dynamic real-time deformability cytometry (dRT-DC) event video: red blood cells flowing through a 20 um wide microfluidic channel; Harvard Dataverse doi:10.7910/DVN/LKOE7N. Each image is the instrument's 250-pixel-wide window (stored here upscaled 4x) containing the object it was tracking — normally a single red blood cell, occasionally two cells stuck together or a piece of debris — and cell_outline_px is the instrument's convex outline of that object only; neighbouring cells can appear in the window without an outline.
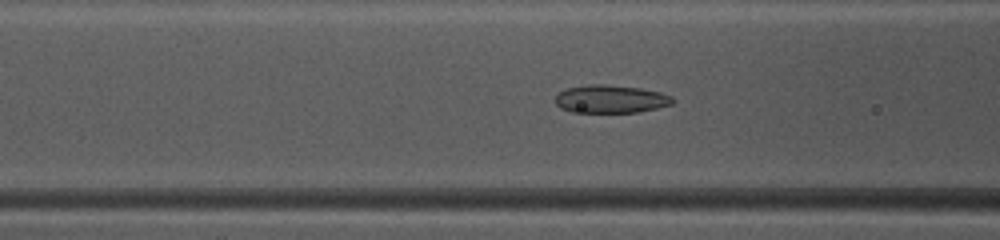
{"species": "common noctule bat (a hibernating species)", "species_latin": "Nyctalus noctula", "temperature_condition": "warm", "stored_images_in_passage": 41, "camera_frame_rate_fps": 3000, "um_per_image_px": 0.085, "animal": {"sex": "female", "body_mass_g": 10.0, "forearm_length_mm": 53.1}, "frame": {"image": 1, "passage_image": 12, "time_ms": 3.667, "image_size_px": [1000, 240], "cell_outline_px": [[672, 104], [656, 108], [636, 112], [572, 112], [560, 108], [556, 104], [556, 96], [560, 92], [568, 88], [588, 84], [604, 84], [640, 88], [660, 92], [672, 96]], "centroid_in_image_um": [51.89, 8.41], "position_along_channel_um": 114.7, "area_um2": 18.96}}
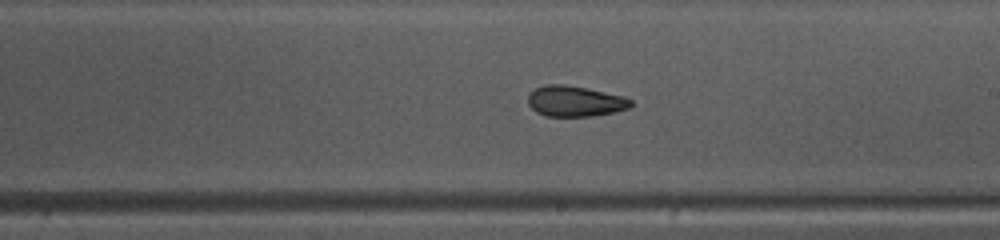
{"frame": {"image": 2, "passage_image": 21, "time_ms": 6.667, "image_size_px": [1000, 240], "cell_outline_px": [[632, 108], [592, 116], [544, 116], [536, 112], [528, 104], [528, 92], [544, 84], [564, 84], [624, 96], [632, 100]], "centroid_in_image_um": [48.85, 8.6], "position_along_channel_um": 240.1, "area_um2": 18.44}}
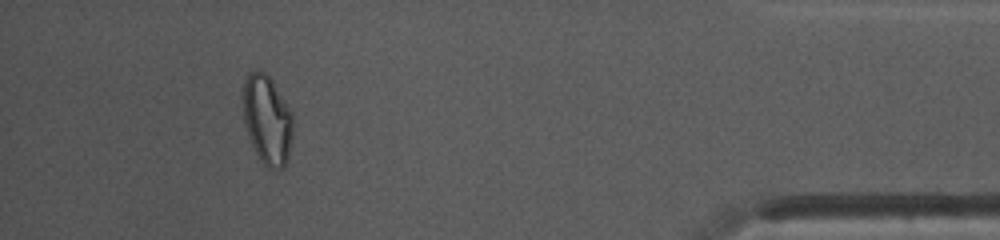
{"frame": {"image": 3, "passage_image": 37, "time_ms": 12.0, "image_size_px": [1000, 240], "cell_outline_px": [[292, 140], [288, 156], [284, 168], [268, 168], [260, 160], [252, 148], [244, 124], [240, 92], [244, 80], [248, 72], [256, 68], [264, 72], [272, 80], [292, 112]], "centroid_in_image_um": [22.65, 10.13], "position_along_channel_um": 412.5, "area_um2": 26.7}, "authors_computed_cell_mechanics": {"area_um2": 19.5364, "velocity_mm_per_s": 4.1686, "shape_relaxation_time_tau1_ms": 4.0782, "shape_relaxation_time_tau2_ms": 2.0508, "deformation_change_tau1": 0.1559, "deformation_change_tau2": 0.0956}}